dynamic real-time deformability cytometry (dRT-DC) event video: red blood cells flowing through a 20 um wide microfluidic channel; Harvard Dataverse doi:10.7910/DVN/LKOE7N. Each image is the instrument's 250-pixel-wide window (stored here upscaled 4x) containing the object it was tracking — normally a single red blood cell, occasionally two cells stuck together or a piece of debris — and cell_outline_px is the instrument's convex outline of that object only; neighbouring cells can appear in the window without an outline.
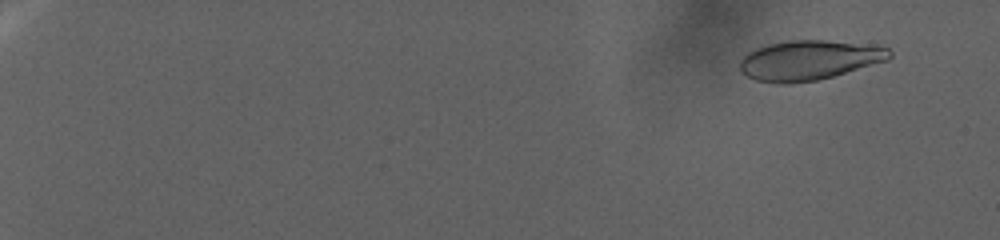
{"species": "human", "species_latin": "Homo sapiens", "temperature_condition": "warm", "stored_images_in_passage": 119, "camera_frame_rate_fps": 3000, "um_per_image_px": 0.085, "donor": {"sex": "female"}, "frame": {"image": 1, "passage_image": 11, "time_ms": 3.333, "image_size_px": [1000, 240], "cell_outline_px": [[892, 56], [888, 60], [832, 76], [816, 80], [788, 84], [780, 84], [756, 80], [740, 72], [740, 60], [748, 52], [756, 48], [768, 44], [788, 40], [824, 40], [888, 48], [892, 52]], "centroid_in_image_um": [68.71, 5.12], "position_along_channel_um": 16.3, "area_um2": 34.28}}
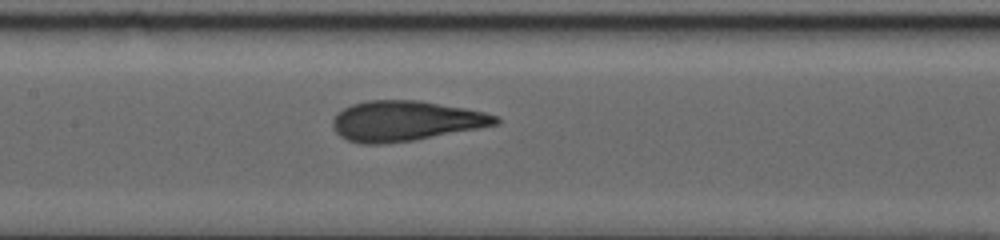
{"frame": {"image": 2, "passage_image": 69, "time_ms": 22.667, "image_size_px": [1000, 240], "cell_outline_px": [[500, 124], [480, 128], [416, 140], [384, 144], [360, 144], [348, 140], [340, 136], [336, 132], [332, 124], [332, 120], [336, 112], [352, 104], [368, 100], [420, 100], [464, 108], [484, 112], [500, 116]], "centroid_in_image_um": [34.48, 10.28], "position_along_channel_um": 172.9, "area_um2": 38.49}}
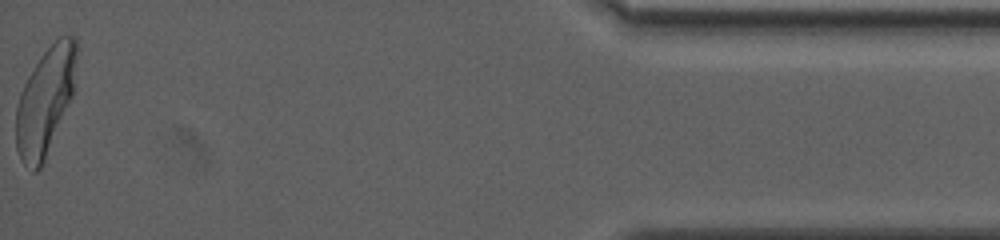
{"frame": {"image": 3, "passage_image": 119, "time_ms": 39.333, "image_size_px": [1000, 240], "cell_outline_px": [[76, 56], [72, 96], [44, 160], [40, 168], [36, 172], [32, 172], [20, 160], [16, 148], [16, 108], [20, 92], [28, 76], [40, 56], [60, 36], [76, 36]], "centroid_in_image_um": [3.81, 8.62], "position_along_channel_um": 431.4, "area_um2": 37.28}}